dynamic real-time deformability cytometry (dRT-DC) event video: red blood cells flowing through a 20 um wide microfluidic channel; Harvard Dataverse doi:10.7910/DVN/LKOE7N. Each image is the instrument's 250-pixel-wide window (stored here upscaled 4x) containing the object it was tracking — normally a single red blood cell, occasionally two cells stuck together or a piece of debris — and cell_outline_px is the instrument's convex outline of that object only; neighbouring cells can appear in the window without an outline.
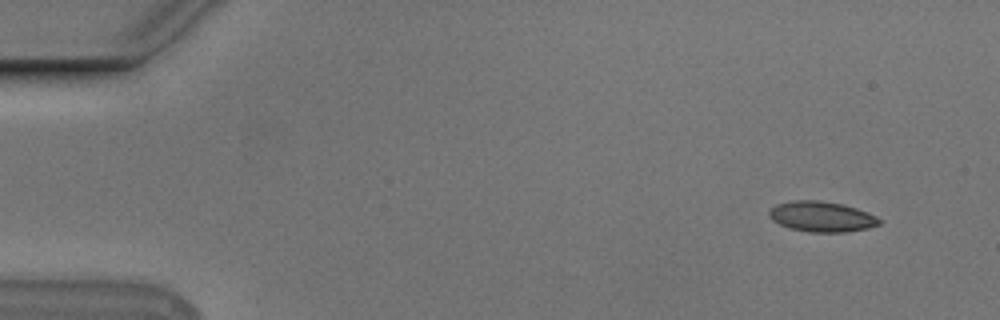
{"species": "Egyptian fruit bat (a non-hibernating species)", "species_latin": "Rousettus aegyptiacus", "temperature_condition": "cold", "stored_images_in_passage": 8, "camera_frame_rate_fps": 3000, "um_per_image_px": 0.085, "animal": {"sex": "male"}, "frame": {"image": 1, "passage_image": 4, "time_ms": 1.0, "image_size_px": [1000, 320], "cell_outline_px": [[880, 224], [868, 228], [844, 232], [808, 232], [792, 228], [780, 224], [772, 220], [768, 216], [768, 208], [776, 204], [792, 200], [816, 200], [844, 204], [868, 212], [876, 216], [880, 220]], "centroid_in_image_um": [69.81, 18.4], "position_along_channel_um": 15.2, "area_um2": 19.59}}